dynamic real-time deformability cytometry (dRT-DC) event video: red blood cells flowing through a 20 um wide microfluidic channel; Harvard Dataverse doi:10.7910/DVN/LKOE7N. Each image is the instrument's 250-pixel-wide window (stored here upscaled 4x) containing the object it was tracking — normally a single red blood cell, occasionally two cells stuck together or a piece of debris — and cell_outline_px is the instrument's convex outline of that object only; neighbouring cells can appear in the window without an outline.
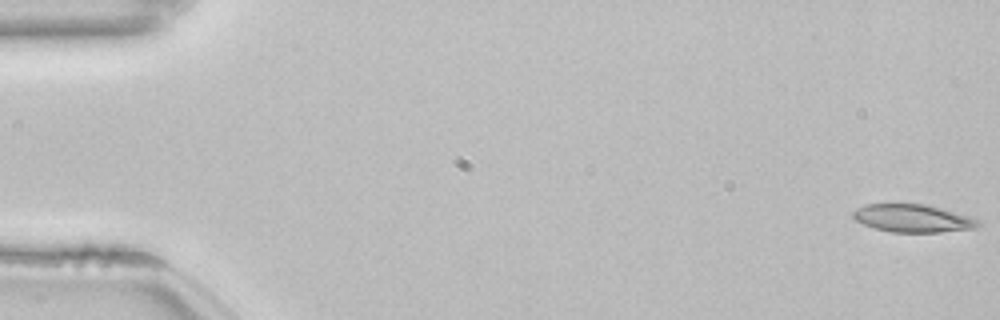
{"species": "common noctule bat (a hibernating species)", "species_latin": "Nyctalus noctula", "temperature_condition": "room temperature", "stored_images_in_passage": 54, "camera_frame_rate_fps": 3000, "um_per_image_px": 0.085, "animal": {"sex": "female", "body_mass_g": 22.7, "forearm_length_mm": 54.2}, "frame": {"image": 1, "passage_image": 1, "time_ms": 0.0, "image_size_px": [1000, 320], "cell_outline_px": [[980, 224], [976, 228], [940, 232], [892, 232], [876, 228], [864, 224], [856, 220], [852, 216], [852, 212], [856, 208], [864, 204], [928, 204], [944, 208], [968, 216], [976, 220]], "centroid_in_image_um": [77.57, 18.54], "position_along_channel_um": 7.4, "area_um2": 20.23}}
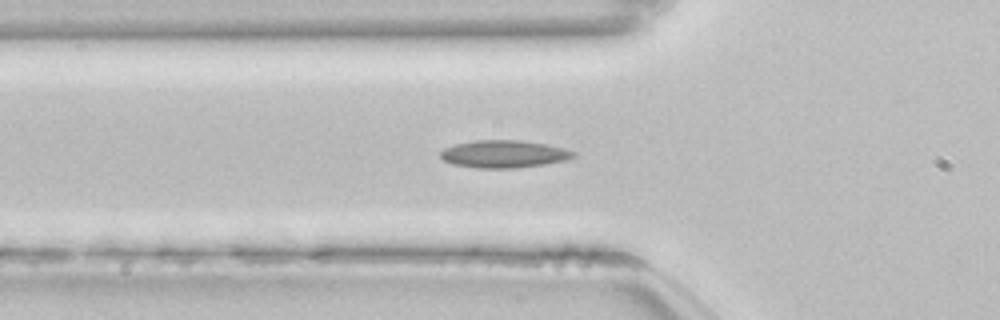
{"frame": {"image": 2, "passage_image": 19, "time_ms": 6.0, "image_size_px": [1000, 320], "cell_outline_px": [[576, 156], [568, 160], [544, 164], [516, 168], [476, 168], [452, 164], [444, 160], [440, 156], [440, 152], [444, 148], [456, 144], [476, 140], [520, 140], [544, 144], [564, 148], [576, 152]], "centroid_in_image_um": [42.84, 13.09], "position_along_channel_um": 83.0, "area_um2": 21.33}}
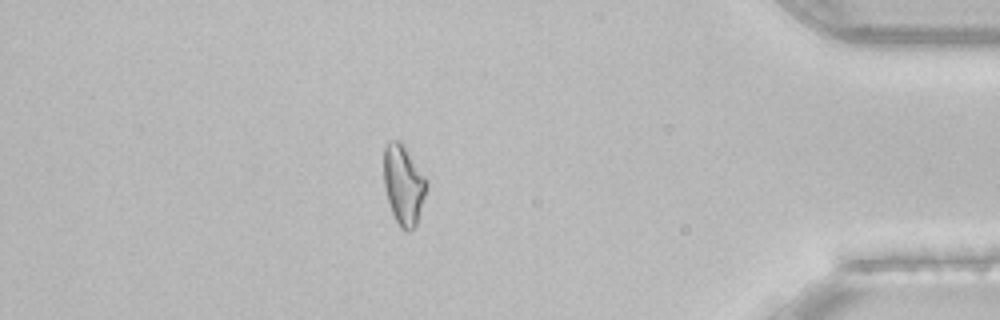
{"frame": {"image": 3, "passage_image": 47, "time_ms": 15.333, "image_size_px": [1000, 320], "cell_outline_px": [[428, 188], [416, 224], [408, 232], [400, 228], [392, 212], [388, 200], [384, 184], [384, 148], [388, 140], [400, 140], [404, 144], [428, 180]], "centroid_in_image_um": [34.32, 15.66], "position_along_channel_um": 400.9, "area_um2": 20.06}, "authors_computed_cell_mechanics": {"area_um2": 20.1144, "velocity_mm_per_s": 3.847, "shape_relaxation_time_tau1_ms": null, "shape_relaxation_time_tau2_ms": 2.7934, "deformation_change_tau1": null, "deformation_change_tau2": 0.0857}}